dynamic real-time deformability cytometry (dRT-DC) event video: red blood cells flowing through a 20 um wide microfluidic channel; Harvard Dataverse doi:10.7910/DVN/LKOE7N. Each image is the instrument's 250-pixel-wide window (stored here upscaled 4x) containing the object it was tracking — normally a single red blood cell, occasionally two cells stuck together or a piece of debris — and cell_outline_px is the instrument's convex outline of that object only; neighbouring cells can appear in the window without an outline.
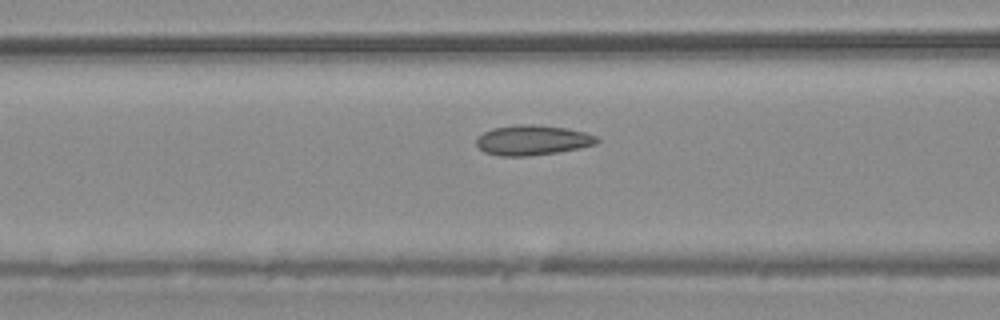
{"species": "common noctule bat (a hibernating species)", "species_latin": "Nyctalus noctula", "temperature_condition": "warm", "stored_images_in_passage": 40, "camera_frame_rate_fps": 3000, "um_per_image_px": 0.085, "animal": {"sex": "male", "body_mass_g": 20.4}, "frame": {"image": 1, "passage_image": 7, "time_ms": 2.0, "image_size_px": [1000, 320], "cell_outline_px": [[600, 140], [596, 144], [580, 148], [556, 152], [528, 156], [500, 156], [484, 152], [476, 144], [476, 136], [492, 128], [520, 124], [532, 124], [568, 128], [584, 132], [596, 136]], "centroid_in_image_um": [45.25, 11.91], "position_along_channel_um": 121.4, "area_um2": 21.15}}
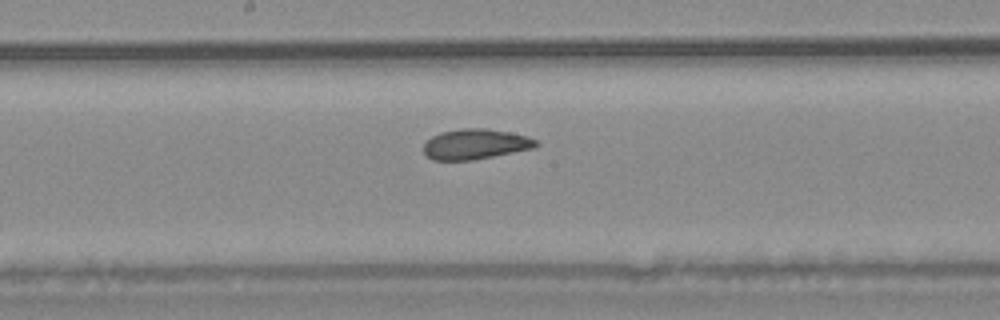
{"frame": {"image": 2, "passage_image": 14, "time_ms": 4.333, "image_size_px": [1000, 320], "cell_outline_px": [[540, 144], [532, 148], [472, 160], [432, 160], [424, 152], [424, 144], [432, 136], [440, 132], [460, 128], [488, 128], [512, 132], [528, 136], [536, 140]], "centroid_in_image_um": [40.41, 12.23], "position_along_channel_um": 207.8, "area_um2": 19.83}}
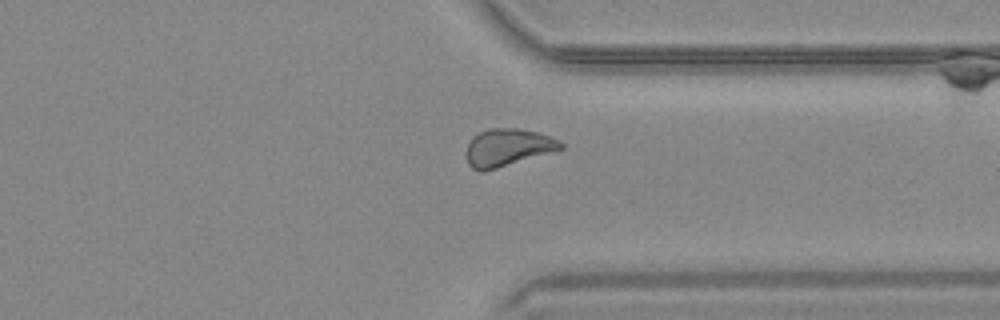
{"frame": {"image": 3, "passage_image": 27, "time_ms": 8.667, "image_size_px": [1000, 320], "cell_outline_px": [[564, 148], [484, 172], [480, 172], [472, 168], [468, 164], [468, 144], [472, 136], [480, 132], [492, 128], [516, 128], [536, 132], [560, 140], [564, 144]], "centroid_in_image_um": [43.15, 12.54], "position_along_channel_um": 368.2, "area_um2": 20.35}, "authors_computed_cell_mechanics": {"area_um2": 20.4034, "velocity_mm_per_s": 3.7164, "shape_relaxation_time_tau1_ms": 6.3123, "shape_relaxation_time_tau2_ms": 2.4652, "deformation_change_tau1": 0.1102, "deformation_change_tau2": 0.0551}}